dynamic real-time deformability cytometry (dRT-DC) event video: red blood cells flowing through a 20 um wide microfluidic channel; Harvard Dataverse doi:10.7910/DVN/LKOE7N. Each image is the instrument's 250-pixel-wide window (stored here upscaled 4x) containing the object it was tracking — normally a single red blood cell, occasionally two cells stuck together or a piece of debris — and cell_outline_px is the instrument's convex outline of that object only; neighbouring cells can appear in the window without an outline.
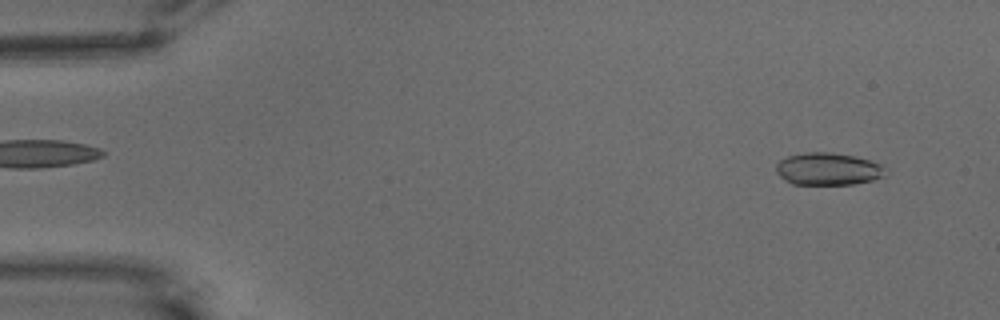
{"species": "common noctule bat (a hibernating species)", "species_latin": "Nyctalus noctula", "temperature_condition": "warm", "stored_images_in_passage": 56, "camera_frame_rate_fps": 3000, "um_per_image_px": 0.085, "animal": {"sex": "male", "body_mass_g": 15.6}, "frame": {"image": 1, "passage_image": 4, "time_ms": 1.0, "image_size_px": [1000, 320], "cell_outline_px": [[888, 172], [884, 176], [872, 180], [852, 184], [792, 184], [784, 180], [776, 172], [776, 164], [780, 160], [788, 156], [804, 152], [832, 152], [856, 156], [880, 164]], "centroid_in_image_um": [70.37, 14.36], "position_along_channel_um": 14.6, "area_um2": 20.69}}
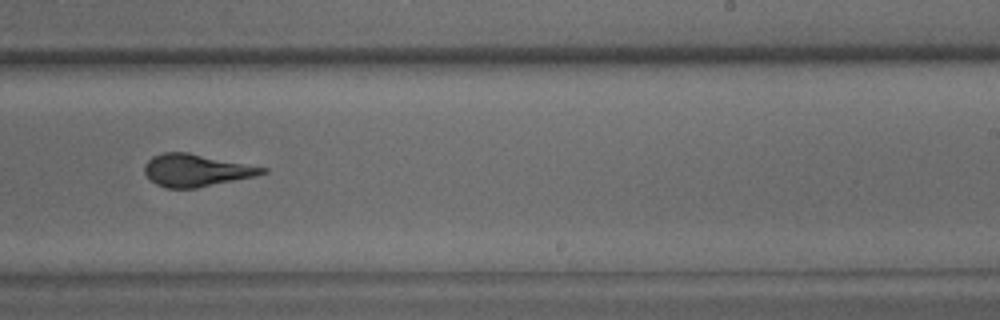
{"frame": {"image": 2, "passage_image": 35, "time_ms": 11.333, "image_size_px": [1000, 320], "cell_outline_px": [[268, 172], [256, 176], [196, 188], [164, 188], [156, 184], [144, 172], [144, 164], [152, 156], [164, 152], [188, 152], [268, 168]], "centroid_in_image_um": [16.67, 14.47], "position_along_channel_um": 272.3, "area_um2": 22.2}}
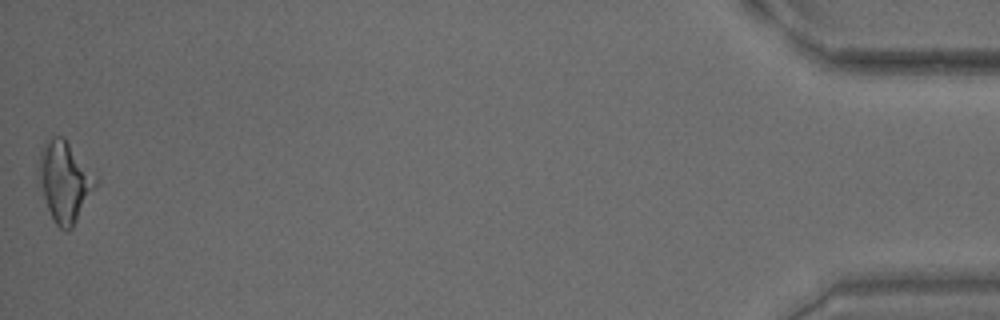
{"frame": {"image": 3, "passage_image": 56, "time_ms": 18.333, "image_size_px": [1000, 320], "cell_outline_px": [[100, 184], [72, 228], [68, 232], [64, 232], [56, 224], [48, 208], [40, 184], [40, 148], [52, 136], [64, 136], [100, 180]], "centroid_in_image_um": [5.57, 15.43], "position_along_channel_um": 429.6, "area_um2": 26.82}, "authors_computed_cell_mechanics": {"area_um2": 22.3686, "velocity_mm_per_s": 3.5806, "shape_relaxation_time_tau1_ms": 4.0428, "shape_relaxation_time_tau2_ms": 1.3081, "deformation_change_tau1": 0.1318, "deformation_change_tau2": 0.0699}}